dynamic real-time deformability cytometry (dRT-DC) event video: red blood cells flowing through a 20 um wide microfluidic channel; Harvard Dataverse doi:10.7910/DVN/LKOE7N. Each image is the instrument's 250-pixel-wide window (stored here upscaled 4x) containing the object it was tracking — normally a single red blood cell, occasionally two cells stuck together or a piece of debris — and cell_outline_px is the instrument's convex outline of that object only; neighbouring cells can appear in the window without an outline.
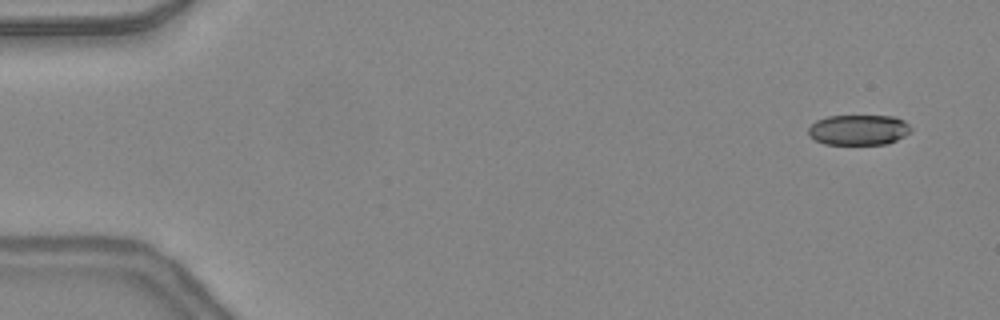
{"species": "common noctule bat (a hibernating species)", "species_latin": "Nyctalus noctula", "temperature_condition": "warm", "stored_images_in_passage": 16, "camera_frame_rate_fps": 3000, "um_per_image_px": 0.085, "animal": {"sex": "female", "body_mass_g": 24.6, "forearm_length_mm": 56.2}, "frame": {"image": 1, "passage_image": 1, "time_ms": 0.0, "image_size_px": [1000, 320], "cell_outline_px": [[912, 132], [888, 144], [824, 144], [808, 136], [808, 128], [816, 120], [828, 116], [896, 116], [904, 120], [912, 128]], "centroid_in_image_um": [73.0, 11.04], "position_along_channel_um": 12.0, "area_um2": 18.32}}
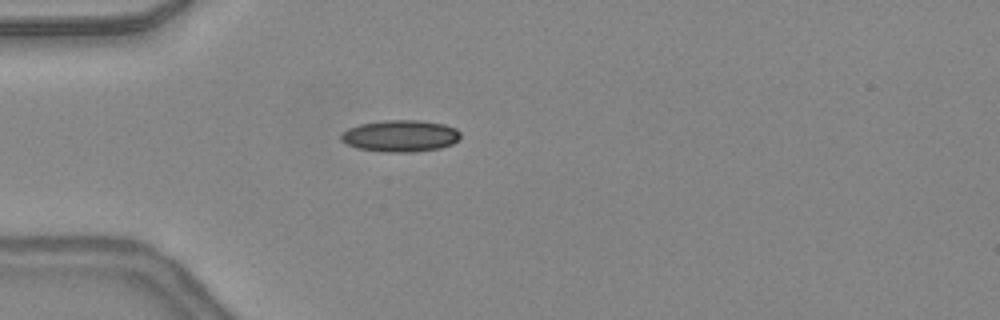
{"frame": {"image": 2, "passage_image": 12, "time_ms": 3.667, "image_size_px": [1000, 320], "cell_outline_px": [[460, 136], [452, 144], [440, 148], [416, 152], [384, 152], [356, 148], [340, 140], [340, 136], [348, 128], [360, 124], [384, 120], [420, 120], [444, 124], [456, 128], [460, 132]], "centroid_in_image_um": [34.03, 11.55], "position_along_channel_um": 51.0, "area_um2": 22.14}}
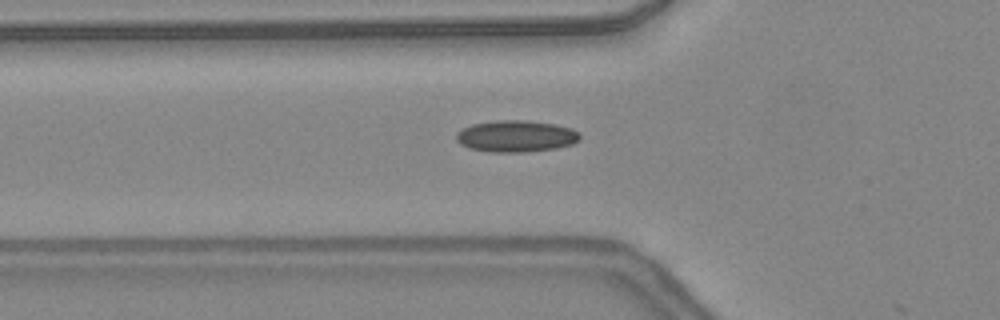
{"frame": {"image": 3, "passage_image": 15, "time_ms": 4.667, "image_size_px": [1000, 320], "cell_outline_px": [[580, 140], [572, 144], [556, 148], [524, 152], [488, 152], [468, 148], [460, 144], [456, 140], [456, 132], [472, 124], [496, 120], [524, 120], [552, 124], [572, 128], [580, 132]], "centroid_in_image_um": [43.85, 11.58], "position_along_channel_um": 82.0, "area_um2": 22.89}}